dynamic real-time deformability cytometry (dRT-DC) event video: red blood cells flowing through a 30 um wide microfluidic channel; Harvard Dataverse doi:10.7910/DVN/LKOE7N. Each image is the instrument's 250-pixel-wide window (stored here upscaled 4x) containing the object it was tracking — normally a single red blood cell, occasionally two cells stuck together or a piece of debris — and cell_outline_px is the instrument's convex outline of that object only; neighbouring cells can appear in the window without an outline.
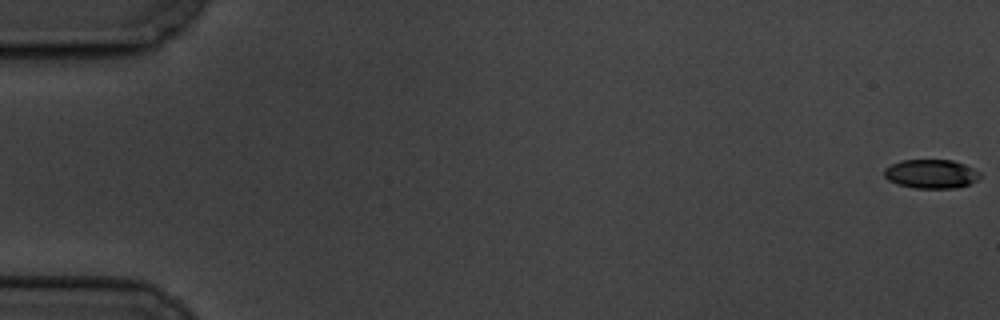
{"species": "common noctule bat (a hibernating species)", "species_latin": "Nyctalus noctula", "temperature_condition": "cold", "stored_images_in_passage": 16, "camera_frame_rate_fps": 3000, "um_per_image_px": 0.085, "animal": {"sex": "male", "body_mass_g": 19.5, "forearm_length_mm": 54.6}, "frame": {"image": 1, "passage_image": 1, "time_ms": 0.0, "image_size_px": [1000, 320], "cell_outline_px": [[980, 176], [976, 180], [968, 184], [956, 188], [916, 188], [896, 184], [888, 180], [884, 176], [884, 168], [900, 160], [952, 160], [964, 164], [980, 172]], "centroid_in_image_um": [79.11, 14.78], "position_along_channel_um": 5.9, "area_um2": 16.13}}
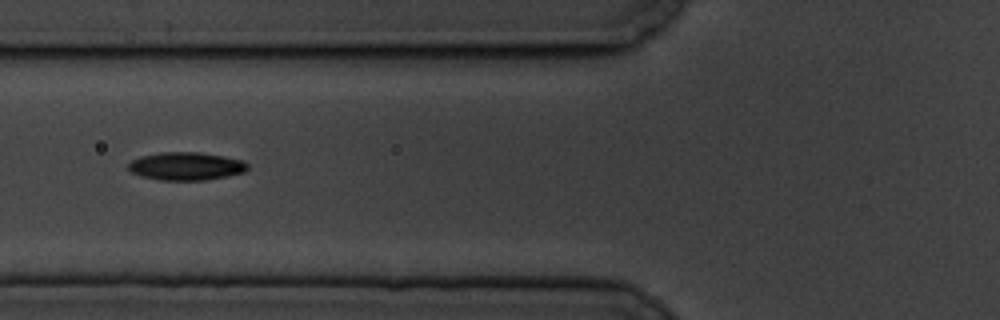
{"frame": {"image": 2, "passage_image": 7, "time_ms": 7.667, "image_size_px": [1000, 320], "cell_outline_px": [[248, 168], [244, 172], [228, 176], [204, 180], [160, 180], [140, 176], [132, 172], [128, 168], [128, 164], [132, 160], [140, 156], [160, 152], [200, 152], [244, 160], [248, 164]], "centroid_in_image_um": [15.82, 14.12], "position_along_channel_um": 110.0, "area_um2": 19.54}}
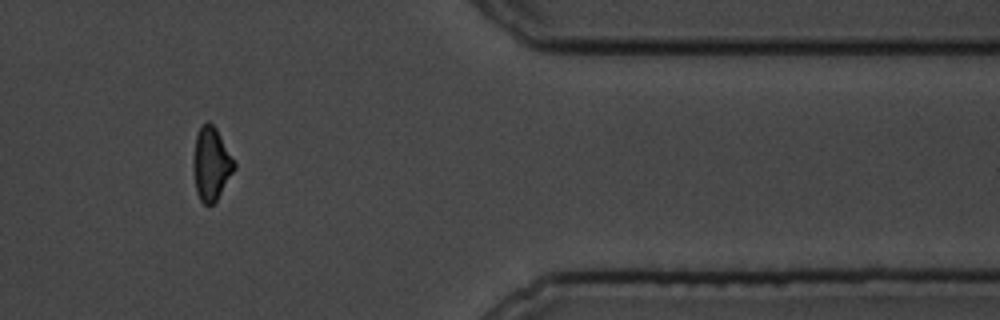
{"frame": {"image": 3, "passage_image": 14, "time_ms": 16.667, "image_size_px": [1000, 320], "cell_outline_px": [[236, 168], [216, 200], [212, 204], [204, 204], [200, 200], [196, 192], [192, 164], [196, 136], [200, 128], [208, 120], [216, 128], [236, 164]], "centroid_in_image_um": [17.94, 13.94], "position_along_channel_um": 393.5, "area_um2": 17.28}, "authors_computed_cell_mechanics": {"area_um2": 18.1492, "velocity_mm_per_s": 3.411, "shape_relaxation_time_tau1_ms": 3.5752, "shape_relaxation_time_tau2_ms": null, "deformation_change_tau1": 0.1532, "deformation_change_tau2": null}}